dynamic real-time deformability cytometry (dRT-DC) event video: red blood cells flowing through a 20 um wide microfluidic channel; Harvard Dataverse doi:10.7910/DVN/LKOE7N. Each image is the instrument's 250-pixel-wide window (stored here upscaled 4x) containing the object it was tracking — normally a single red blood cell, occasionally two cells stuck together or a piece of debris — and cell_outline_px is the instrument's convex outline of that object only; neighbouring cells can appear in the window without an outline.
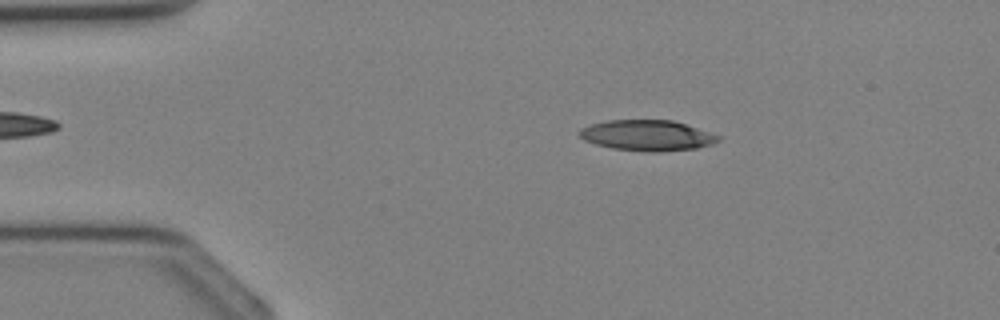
{"species": "Egyptian fruit bat (a non-hibernating species)", "species_latin": "Rousettus aegyptiacus", "temperature_condition": "cold", "stored_images_in_passage": 35, "camera_frame_rate_fps": 3000, "um_per_image_px": 0.085, "animal": {"sex": "female"}, "frame": {"image": 1, "passage_image": 6, "time_ms": 1.667, "image_size_px": [1000, 320], "cell_outline_px": [[720, 140], [712, 144], [696, 148], [656, 152], [652, 152], [612, 148], [596, 144], [584, 140], [576, 132], [580, 128], [592, 124], [608, 120], [672, 120], [720, 136]], "centroid_in_image_um": [54.97, 11.51], "position_along_channel_um": 30.0, "area_um2": 24.57}}
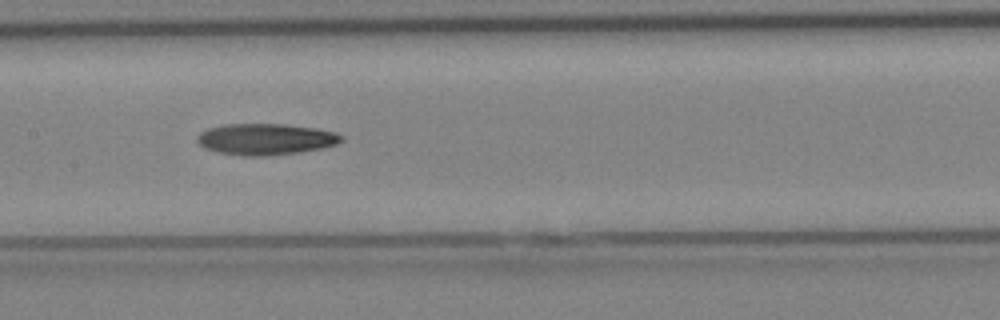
{"frame": {"image": 2, "passage_image": 17, "time_ms": 5.333, "image_size_px": [1000, 320], "cell_outline_px": [[344, 140], [336, 144], [320, 148], [300, 152], [268, 156], [244, 156], [220, 152], [204, 148], [196, 140], [196, 136], [200, 132], [208, 128], [224, 124], [284, 124], [316, 128], [336, 132], [344, 136]], "centroid_in_image_um": [22.58, 11.82], "position_along_channel_um": 184.8, "area_um2": 26.41}}
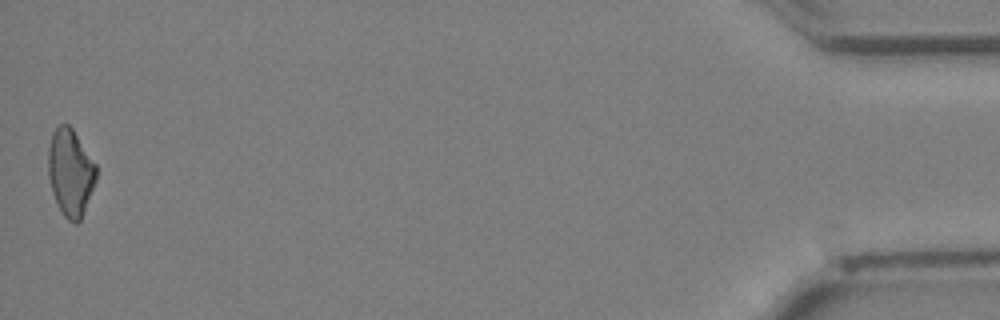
{"frame": {"image": 3, "passage_image": 35, "time_ms": 11.333, "image_size_px": [1000, 320], "cell_outline_px": [[96, 180], [80, 220], [76, 224], [68, 220], [64, 216], [52, 192], [48, 176], [48, 148], [52, 132], [60, 124], [68, 124], [72, 128], [96, 164]], "centroid_in_image_um": [5.97, 14.64], "position_along_channel_um": 429.2, "area_um2": 24.1}}